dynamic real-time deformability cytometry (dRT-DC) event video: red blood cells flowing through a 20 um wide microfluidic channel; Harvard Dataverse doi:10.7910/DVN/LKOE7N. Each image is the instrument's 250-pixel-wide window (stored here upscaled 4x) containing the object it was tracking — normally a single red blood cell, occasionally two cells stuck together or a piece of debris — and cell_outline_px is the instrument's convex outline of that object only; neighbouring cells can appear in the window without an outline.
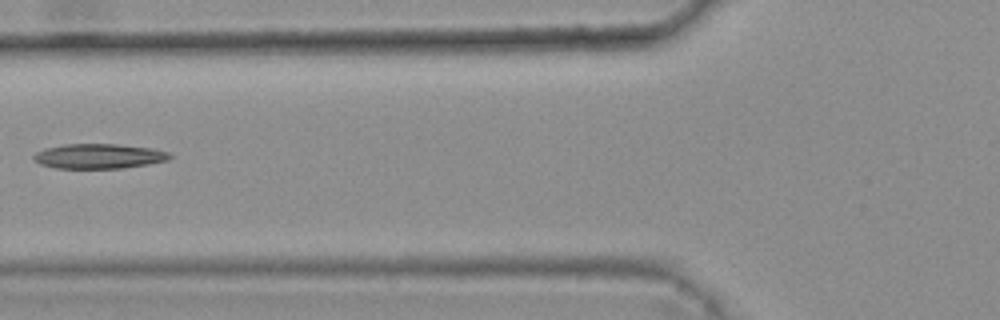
{"species": "common noctule bat (a hibernating species)", "species_latin": "Nyctalus noctula", "temperature_condition": "warm", "stored_images_in_passage": 6, "camera_frame_rate_fps": 3000, "um_per_image_px": 0.085, "animal": {"sex": "female", "body_mass_g": 25.1}, "frame": {"image": 1, "passage_image": 6, "time_ms": 1.667, "image_size_px": [1000, 320], "cell_outline_px": [[172, 156], [168, 160], [148, 164], [120, 168], [56, 168], [40, 164], [32, 156], [36, 152], [44, 148], [64, 144], [116, 144], [152, 148], [168, 152]], "centroid_in_image_um": [8.39, 13.27], "position_along_channel_um": 117.4, "area_um2": 19.59}}